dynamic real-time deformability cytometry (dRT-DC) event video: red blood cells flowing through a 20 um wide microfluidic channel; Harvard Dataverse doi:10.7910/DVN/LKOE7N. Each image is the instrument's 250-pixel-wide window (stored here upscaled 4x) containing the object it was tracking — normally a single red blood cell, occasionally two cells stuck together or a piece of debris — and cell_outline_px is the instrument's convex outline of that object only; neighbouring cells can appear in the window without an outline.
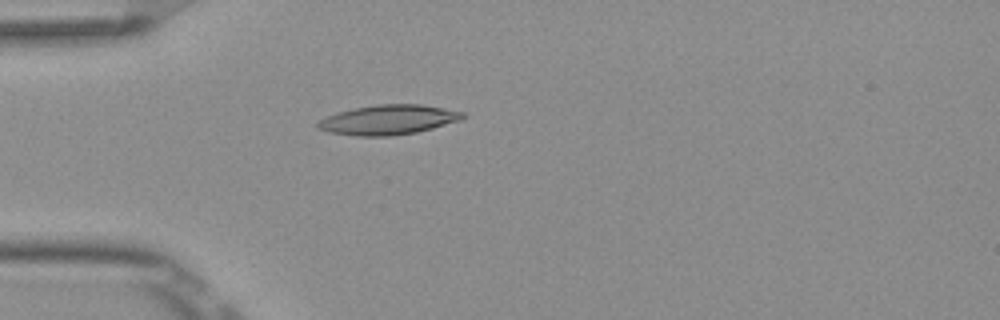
{"species": "Egyptian fruit bat (a non-hibernating species)", "species_latin": "Rousettus aegyptiacus", "temperature_condition": "room temperature", "stored_images_in_passage": 4, "camera_frame_rate_fps": 3000, "um_per_image_px": 0.085, "frame": {"image": 1, "passage_image": 4, "time_ms": 1.0, "image_size_px": [1000, 320], "cell_outline_px": [[468, 116], [460, 120], [432, 128], [416, 132], [392, 136], [356, 136], [328, 132], [316, 128], [316, 124], [320, 120], [336, 112], [376, 104], [420, 104], [444, 108], [464, 112]], "centroid_in_image_um": [33.01, 10.18], "position_along_channel_um": 52.0, "area_um2": 25.14}}